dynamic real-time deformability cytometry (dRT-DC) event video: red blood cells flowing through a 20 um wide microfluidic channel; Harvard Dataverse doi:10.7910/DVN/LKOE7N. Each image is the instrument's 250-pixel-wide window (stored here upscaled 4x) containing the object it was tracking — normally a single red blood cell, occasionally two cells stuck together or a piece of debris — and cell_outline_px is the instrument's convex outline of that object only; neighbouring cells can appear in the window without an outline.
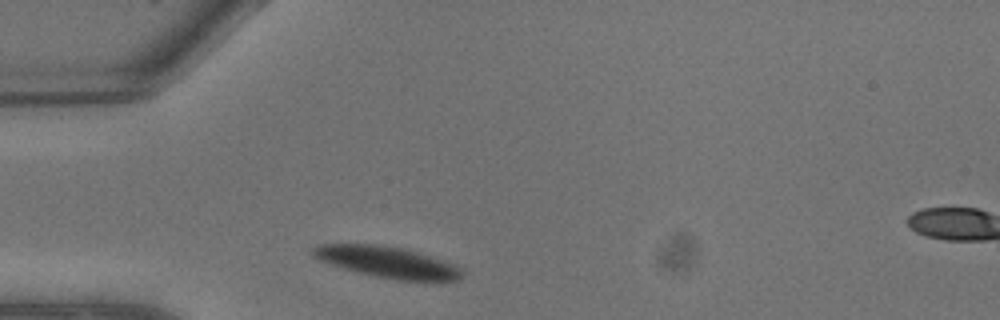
{"species": "common noctule bat (a hibernating species)", "species_latin": "Nyctalus noctula", "temperature_condition": "warm", "stored_images_in_passage": 3, "camera_frame_rate_fps": 3000, "um_per_image_px": 0.085, "animal": {"sex": "male", "body_mass_g": 13.3}, "frame": {"image": 1, "passage_image": 1, "time_ms": 0.0, "image_size_px": [1000, 320], "cell_outline_px": [[464, 276], [460, 280], [396, 280], [376, 276], [344, 268], [320, 260], [312, 256], [312, 248], [320, 244], [372, 244], [400, 248], [420, 252], [456, 264], [464, 268]], "centroid_in_image_um": [33.01, 22.28], "position_along_channel_um": 52.0, "area_um2": 26.99}}
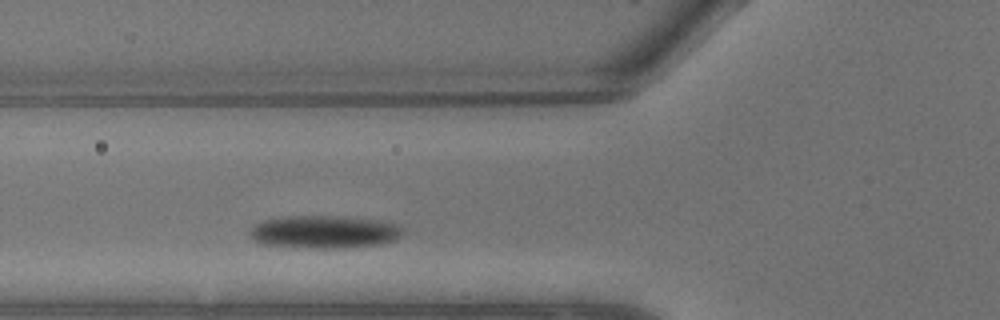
{"frame": {"image": 2, "passage_image": 3, "time_ms": 0.667, "image_size_px": [1000, 320], "cell_outline_px": [[400, 232], [392, 240], [380, 244], [344, 248], [296, 248], [264, 244], [252, 240], [252, 224], [264, 220], [288, 216], [344, 216], [380, 220], [400, 224]], "centroid_in_image_um": [27.52, 19.71], "position_along_channel_um": 98.3, "area_um2": 29.25}}